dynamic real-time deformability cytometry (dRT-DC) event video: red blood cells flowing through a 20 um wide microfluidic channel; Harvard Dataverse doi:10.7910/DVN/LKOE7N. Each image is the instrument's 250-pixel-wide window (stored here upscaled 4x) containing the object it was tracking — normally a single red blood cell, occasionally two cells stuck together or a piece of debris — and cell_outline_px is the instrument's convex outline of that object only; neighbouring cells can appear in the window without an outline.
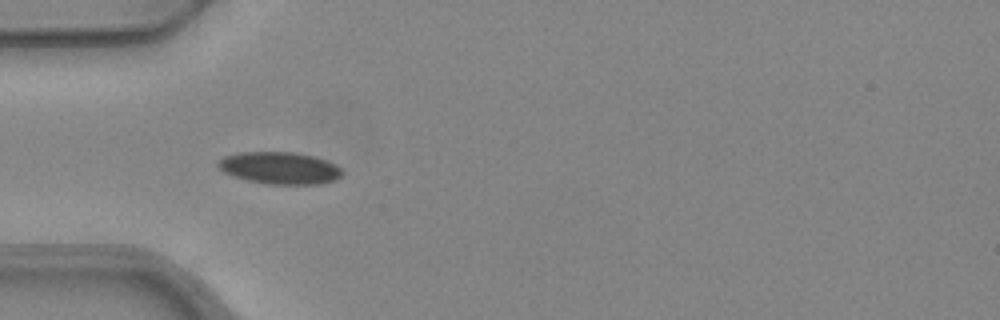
{"species": "common noctule bat (a hibernating species)", "species_latin": "Nyctalus noctula", "temperature_condition": "warm", "stored_images_in_passage": 37, "camera_frame_rate_fps": 3000, "um_per_image_px": 0.085, "animal": {"sex": "female", "body_mass_g": 24.6, "forearm_length_mm": 56.2}, "frame": {"image": 1, "passage_image": 1, "time_ms": 0.0, "image_size_px": [1000, 320], "cell_outline_px": [[344, 172], [336, 180], [320, 184], [268, 184], [248, 180], [224, 172], [216, 164], [216, 160], [224, 156], [240, 152], [292, 152], [312, 156], [328, 160], [336, 164]], "centroid_in_image_um": [23.79, 14.27], "position_along_channel_um": 61.2, "area_um2": 23.24}}
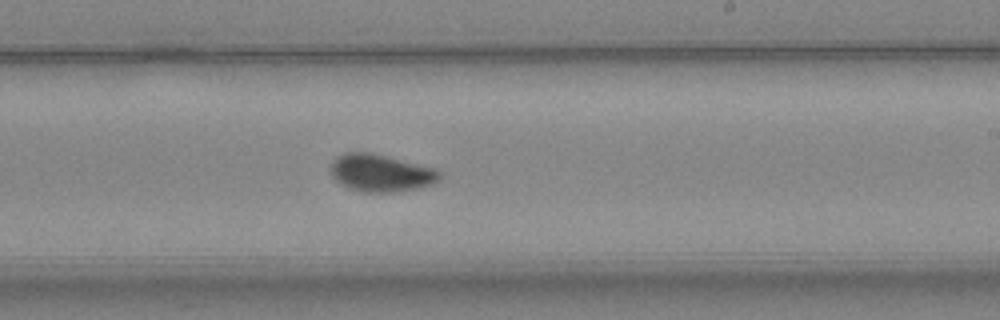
{"frame": {"image": 2, "passage_image": 16, "time_ms": 5.0, "image_size_px": [1000, 320], "cell_outline_px": [[440, 180], [432, 184], [420, 188], [400, 192], [360, 192], [348, 188], [340, 184], [332, 176], [328, 168], [332, 160], [336, 156], [344, 152], [372, 152], [436, 168], [440, 172]], "centroid_in_image_um": [32.34, 14.7], "position_along_channel_um": 256.7, "area_um2": 24.33}}
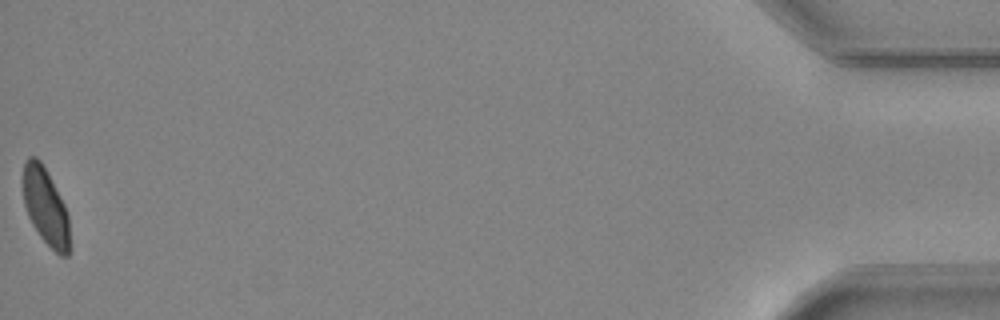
{"frame": {"image": 3, "passage_image": 37, "time_ms": 12.0, "image_size_px": [1000, 320], "cell_outline_px": [[72, 248], [68, 256], [60, 256], [40, 236], [32, 224], [28, 216], [24, 204], [24, 164], [28, 156], [36, 156], [40, 160], [64, 204], [68, 212]], "centroid_in_image_um": [3.92, 17.64], "position_along_channel_um": 431.3, "area_um2": 20.92}, "authors_computed_cell_mechanics": {"area_um2": 22.542, "velocity_mm_per_s": 3.9471, "shape_relaxation_time_tau1_ms": 7.3103, "shape_relaxation_time_tau2_ms": 1.6394, "deformation_change_tau1": 0.1347, "deformation_change_tau2": 0.0376}}